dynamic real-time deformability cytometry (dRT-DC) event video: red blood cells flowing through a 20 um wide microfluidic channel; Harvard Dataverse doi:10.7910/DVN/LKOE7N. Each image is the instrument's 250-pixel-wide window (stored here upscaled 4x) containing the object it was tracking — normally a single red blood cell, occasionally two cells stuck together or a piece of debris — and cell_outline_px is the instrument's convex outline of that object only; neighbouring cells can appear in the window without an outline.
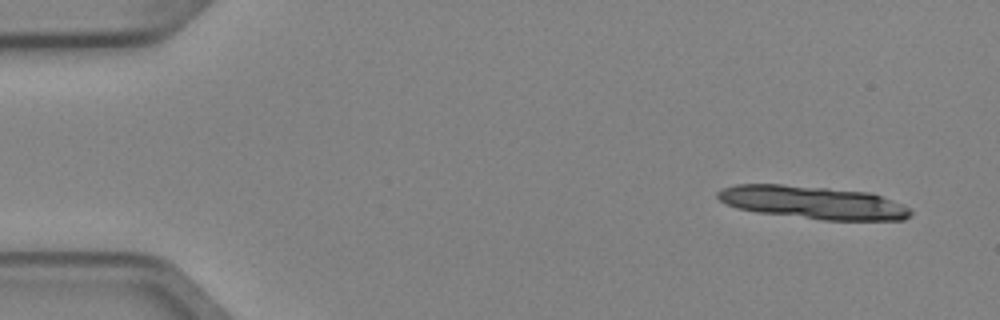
{"species": "Egyptian fruit bat (a non-hibernating species)", "species_latin": "Rousettus aegyptiacus", "temperature_condition": "cold", "stored_images_in_passage": 6, "camera_frame_rate_fps": 3000, "um_per_image_px": 0.085, "animal": {"sex": "female"}, "frame": {"image": 1, "passage_image": 1, "time_ms": 0.0, "image_size_px": [1000, 320], "cell_outline_px": [[912, 216], [904, 220], [820, 220], [756, 212], [736, 208], [720, 200], [716, 196], [716, 192], [724, 188], [736, 184], [780, 184], [828, 188], [868, 192], [892, 200], [908, 208], [912, 212]], "centroid_in_image_um": [69.08, 17.22], "position_along_channel_um": 15.9, "area_um2": 36.99}}
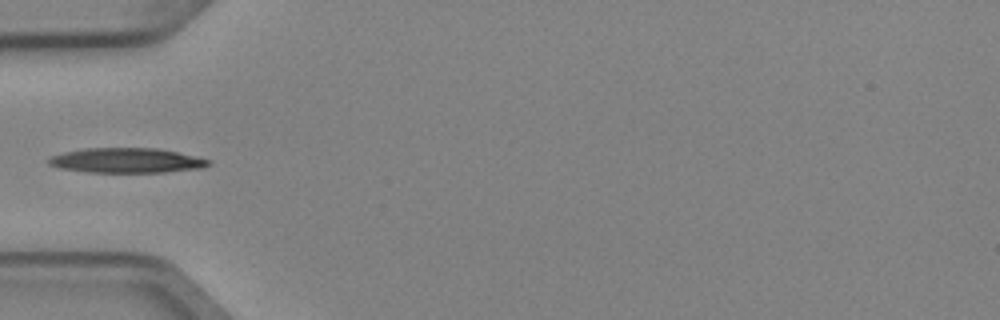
{"frame": {"image": 2, "passage_image": 5, "time_ms": 1.333, "image_size_px": [1000, 320], "cell_outline_px": [[212, 164], [204, 168], [164, 172], [88, 172], [60, 168], [48, 164], [48, 156], [64, 152], [84, 148], [156, 148], [176, 152], [212, 160]], "centroid_in_image_um": [10.76, 13.64], "position_along_channel_um": 74.2, "area_um2": 23.24}}
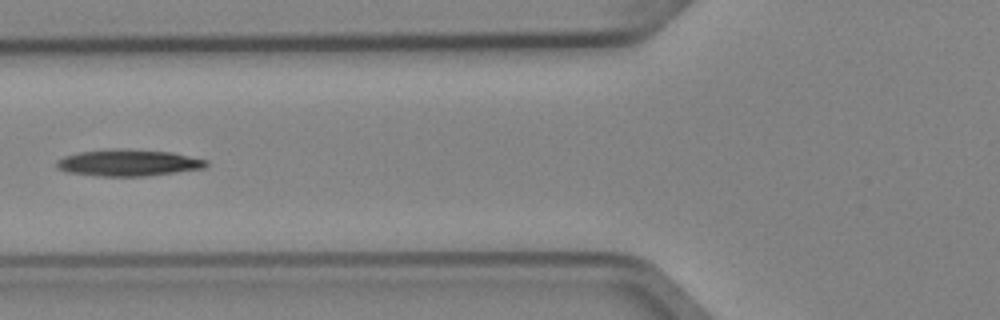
{"frame": {"image": 3, "passage_image": 6, "time_ms": 1.667, "image_size_px": [1000, 320], "cell_outline_px": [[208, 164], [204, 168], [148, 176], [100, 176], [68, 172], [56, 168], [56, 160], [64, 156], [76, 152], [108, 148], [120, 148], [172, 152], [208, 160]], "centroid_in_image_um": [10.88, 13.82], "position_along_channel_um": 114.9, "area_um2": 23.47}}